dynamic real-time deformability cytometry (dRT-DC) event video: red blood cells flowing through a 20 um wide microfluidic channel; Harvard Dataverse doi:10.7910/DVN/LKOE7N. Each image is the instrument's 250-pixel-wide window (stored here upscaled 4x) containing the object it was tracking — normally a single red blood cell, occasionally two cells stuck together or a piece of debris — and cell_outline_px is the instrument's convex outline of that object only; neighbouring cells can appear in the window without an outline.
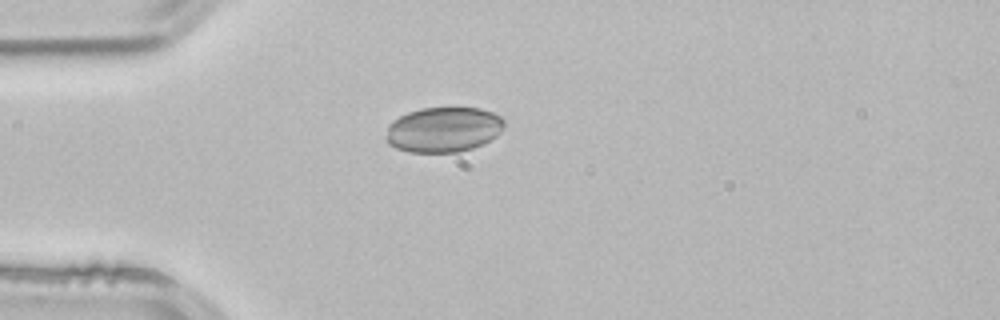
{"species": "common noctule bat (a hibernating species)", "species_latin": "Nyctalus noctula", "temperature_condition": "room temperature", "stored_images_in_passage": 1, "camera_frame_rate_fps": 3000, "um_per_image_px": 0.085, "animal": {"sex": "male", "body_mass_g": 21.5, "forearm_length_mm": 52.0}, "frame": {"image": 1, "passage_image": 1, "time_ms": 0.0, "image_size_px": [1000, 320], "cell_outline_px": [[504, 128], [496, 136], [484, 144], [460, 152], [408, 152], [396, 148], [388, 144], [388, 124], [392, 120], [408, 112], [420, 108], [480, 108], [492, 112], [500, 116], [504, 120]], "centroid_in_image_um": [37.71, 11.02], "position_along_channel_um": 47.3, "area_um2": 31.15}}